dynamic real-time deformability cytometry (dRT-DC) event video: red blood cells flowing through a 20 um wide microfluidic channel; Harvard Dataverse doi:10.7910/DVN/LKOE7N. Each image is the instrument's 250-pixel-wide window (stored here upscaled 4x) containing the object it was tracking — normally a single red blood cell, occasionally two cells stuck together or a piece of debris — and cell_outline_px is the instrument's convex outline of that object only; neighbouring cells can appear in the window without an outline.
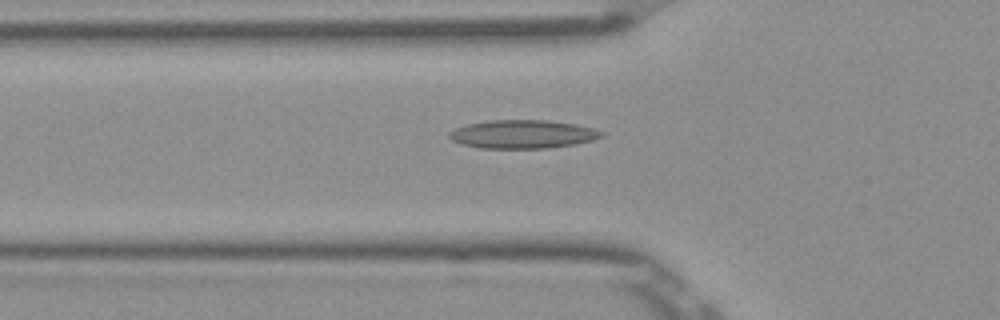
{"species": "Egyptian fruit bat (a non-hibernating species)", "species_latin": "Rousettus aegyptiacus", "temperature_condition": "room temperature", "stored_images_in_passage": 48, "camera_frame_rate_fps": 3000, "um_per_image_px": 0.085, "frame": {"image": 1, "passage_image": 18, "time_ms": 5.667, "image_size_px": [1000, 320], "cell_outline_px": [[604, 136], [592, 140], [576, 144], [548, 148], [480, 148], [464, 144], [452, 140], [448, 136], [448, 132], [456, 128], [468, 124], [488, 120], [544, 120], [576, 124], [592, 128], [604, 132]], "centroid_in_image_um": [44.44, 11.4], "position_along_channel_um": 81.4, "area_um2": 25.14}}
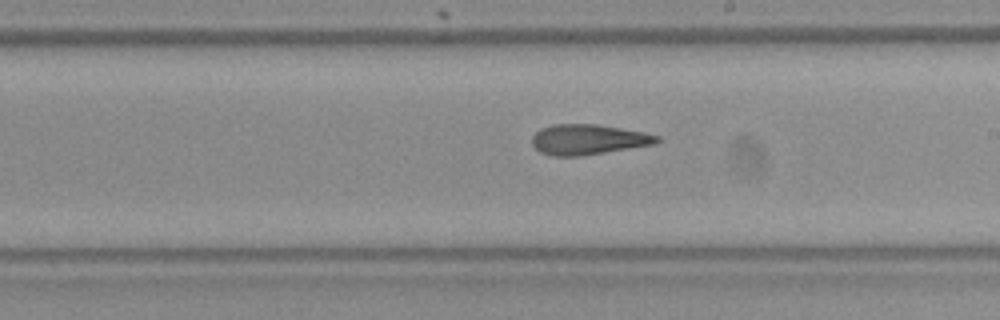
{"frame": {"image": 2, "passage_image": 30, "time_ms": 9.667, "image_size_px": [1000, 320], "cell_outline_px": [[664, 140], [656, 144], [580, 156], [552, 156], [540, 152], [532, 144], [532, 136], [540, 128], [552, 124], [596, 124], [644, 132], [660, 136]], "centroid_in_image_um": [50.02, 11.85], "position_along_channel_um": 239.0, "area_um2": 22.2}}
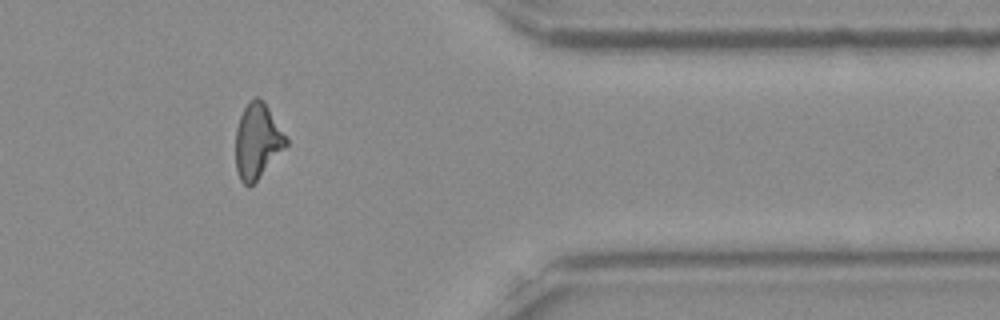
{"frame": {"image": 3, "passage_image": 43, "time_ms": 14.0, "image_size_px": [1000, 320], "cell_outline_px": [[288, 144], [256, 180], [248, 188], [240, 180], [236, 172], [236, 128], [240, 116], [248, 100], [256, 96], [264, 100], [288, 140]], "centroid_in_image_um": [21.86, 11.96], "position_along_channel_um": 389.5, "area_um2": 21.91}, "authors_computed_cell_mechanics": {"area_um2": 22.8021, "velocity_mm_per_s": 3.906, "shape_relaxation_time_tau1_ms": null, "shape_relaxation_time_tau2_ms": 4.4354, "deformation_change_tau1": null, "deformation_change_tau2": 0.1561}}